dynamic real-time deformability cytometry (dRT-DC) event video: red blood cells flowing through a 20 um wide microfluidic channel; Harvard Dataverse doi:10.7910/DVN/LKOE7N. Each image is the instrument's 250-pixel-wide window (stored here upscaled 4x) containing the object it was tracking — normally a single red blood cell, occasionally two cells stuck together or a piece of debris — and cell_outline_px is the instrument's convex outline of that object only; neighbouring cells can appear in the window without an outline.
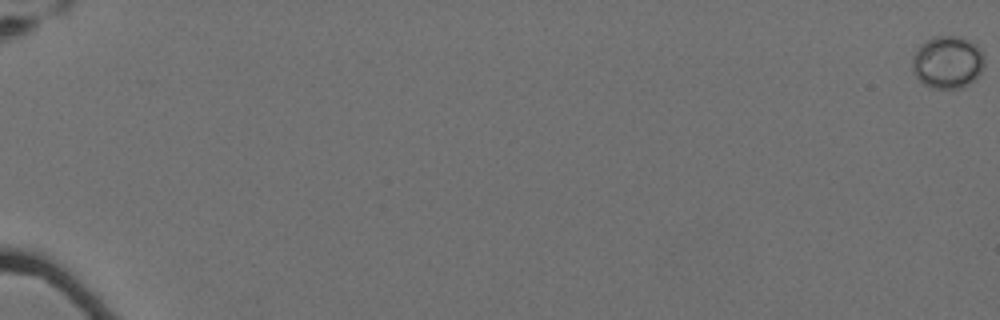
{"species": "Egyptian fruit bat (a non-hibernating species)", "species_latin": "Rousettus aegyptiacus", "temperature_condition": "cold", "stored_images_in_passage": 43, "camera_frame_rate_fps": 3000, "um_per_image_px": 0.085, "animal": {"sex": "female"}, "frame": {"image": 1, "passage_image": 1, "time_ms": 0.0, "image_size_px": [1000, 320], "cell_outline_px": [[984, 64], [976, 80], [960, 88], [932, 88], [924, 84], [916, 76], [912, 68], [912, 56], [920, 44], [936, 36], [960, 36], [976, 44], [980, 48], [984, 56]], "centroid_in_image_um": [80.55, 5.28], "position_along_channel_um": 4.4, "area_um2": 22.14}}
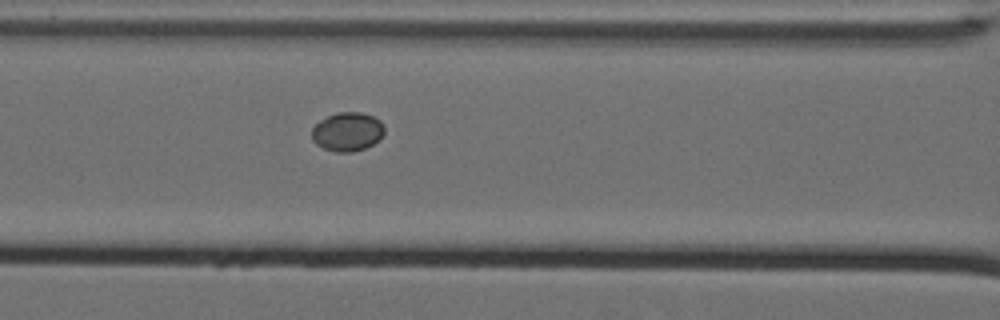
{"frame": {"image": 2, "passage_image": 31, "time_ms": 10.0, "image_size_px": [1000, 320], "cell_outline_px": [[384, 132], [380, 140], [364, 148], [352, 152], [336, 152], [324, 148], [316, 144], [312, 140], [312, 128], [320, 120], [336, 112], [360, 112], [372, 116], [380, 120], [384, 128]], "centroid_in_image_um": [29.53, 11.19], "position_along_channel_um": 137.1, "area_um2": 16.42}}
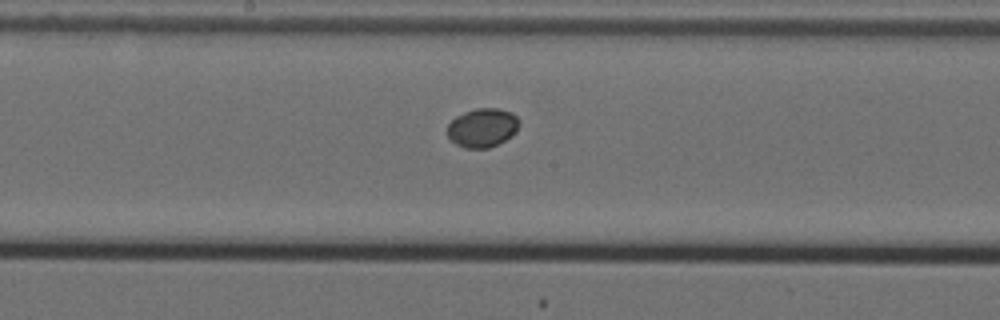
{"frame": {"image": 3, "passage_image": 37, "time_ms": 12.0, "image_size_px": [1000, 320], "cell_outline_px": [[520, 124], [516, 132], [504, 140], [488, 148], [464, 148], [456, 144], [448, 136], [448, 124], [456, 116], [464, 112], [476, 108], [500, 108], [512, 112], [520, 120]], "centroid_in_image_um": [41.03, 10.84], "position_along_channel_um": 207.2, "area_um2": 16.3}}